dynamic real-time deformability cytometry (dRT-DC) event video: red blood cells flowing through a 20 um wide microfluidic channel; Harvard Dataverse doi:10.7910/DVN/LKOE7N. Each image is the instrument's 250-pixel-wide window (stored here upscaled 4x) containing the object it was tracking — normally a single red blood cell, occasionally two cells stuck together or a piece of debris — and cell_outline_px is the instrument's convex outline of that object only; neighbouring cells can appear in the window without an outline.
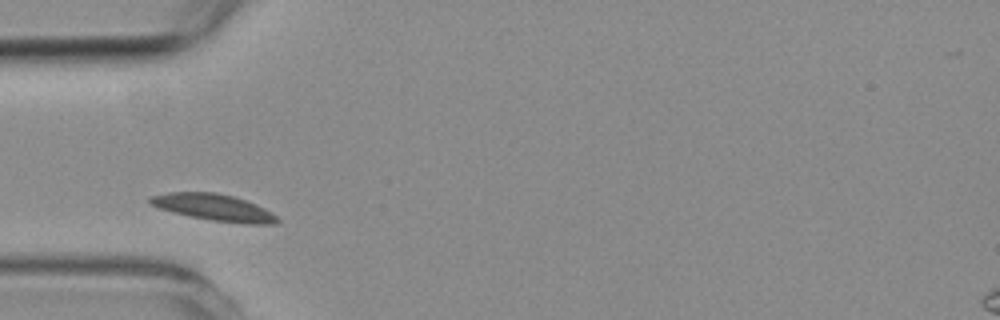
{"species": "common noctule bat (a hibernating species)", "species_latin": "Nyctalus noctula", "temperature_condition": "room temperature", "stored_images_in_passage": 8, "camera_frame_rate_fps": 3000, "um_per_image_px": 0.085, "animal": {"sex": "female", "body_mass_g": 19.3, "forearm_length_mm": 54.1}, "frame": {"image": 1, "passage_image": 3, "time_ms": 2.333, "image_size_px": [1000, 320], "cell_outline_px": [[280, 220], [276, 224], [248, 224], [212, 220], [192, 216], [160, 208], [148, 204], [148, 196], [168, 192], [216, 192], [232, 196], [256, 204], [272, 212]], "centroid_in_image_um": [18.18, 17.62], "position_along_channel_um": 66.8, "area_um2": 19.59}}
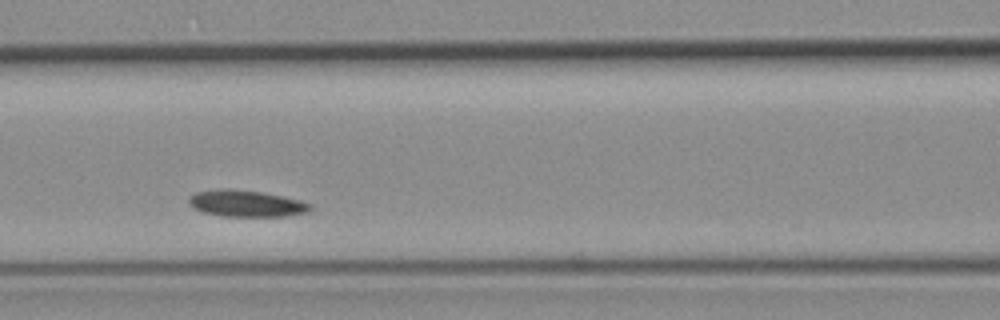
{"frame": {"image": 2, "passage_image": 5, "time_ms": 4.667, "image_size_px": [1000, 320], "cell_outline_px": [[312, 208], [308, 212], [288, 216], [220, 216], [204, 212], [196, 208], [188, 200], [188, 196], [196, 192], [216, 188], [228, 188], [264, 192], [300, 200], [312, 204]], "centroid_in_image_um": [20.95, 17.28], "position_along_channel_um": 145.6, "area_um2": 18.9}}
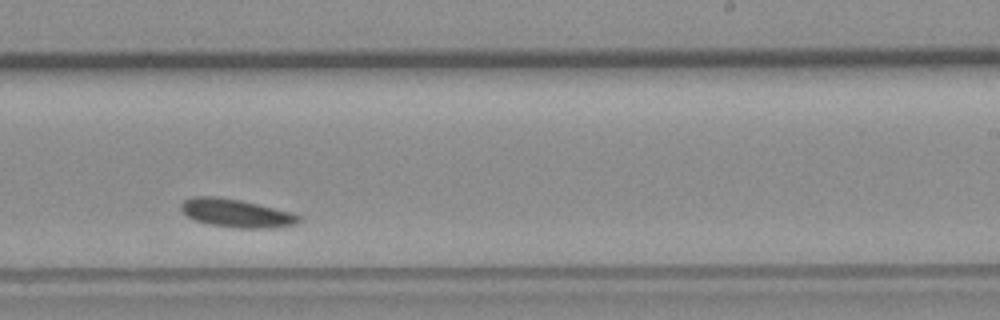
{"frame": {"image": 3, "passage_image": 8, "time_ms": 8.333, "image_size_px": [1000, 320], "cell_outline_px": [[300, 224], [276, 228], [236, 228], [208, 224], [196, 220], [188, 216], [180, 208], [180, 204], [184, 200], [192, 196], [216, 196], [240, 200], [292, 212], [300, 216]], "centroid_in_image_um": [20.12, 18.12], "position_along_channel_um": 268.9, "area_um2": 19.54}}